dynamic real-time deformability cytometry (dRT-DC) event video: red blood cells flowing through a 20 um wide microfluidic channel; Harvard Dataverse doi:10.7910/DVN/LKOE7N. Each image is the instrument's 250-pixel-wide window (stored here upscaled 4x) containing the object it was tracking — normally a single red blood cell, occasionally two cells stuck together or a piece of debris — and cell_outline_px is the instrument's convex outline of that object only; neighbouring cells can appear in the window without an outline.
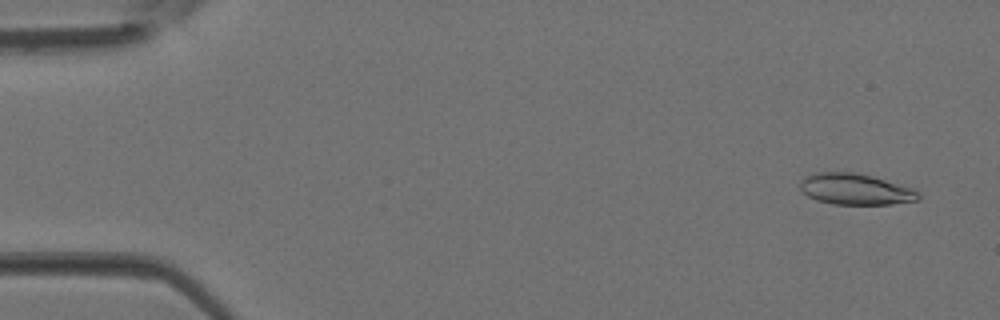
{"species": "Egyptian fruit bat (a non-hibernating species)", "species_latin": "Rousettus aegyptiacus", "temperature_condition": "room temperature", "stored_images_in_passage": 3, "camera_frame_rate_fps": 3000, "um_per_image_px": 0.085, "animal": {"sex": "female"}, "frame": {"image": 1, "passage_image": 1, "time_ms": 0.0, "image_size_px": [1000, 320], "cell_outline_px": [[920, 200], [892, 204], [832, 204], [816, 200], [808, 196], [800, 188], [800, 180], [804, 176], [816, 172], [856, 172], [872, 176], [912, 188], [920, 192]], "centroid_in_image_um": [72.7, 16.08], "position_along_channel_um": 12.3, "area_um2": 21.56}}